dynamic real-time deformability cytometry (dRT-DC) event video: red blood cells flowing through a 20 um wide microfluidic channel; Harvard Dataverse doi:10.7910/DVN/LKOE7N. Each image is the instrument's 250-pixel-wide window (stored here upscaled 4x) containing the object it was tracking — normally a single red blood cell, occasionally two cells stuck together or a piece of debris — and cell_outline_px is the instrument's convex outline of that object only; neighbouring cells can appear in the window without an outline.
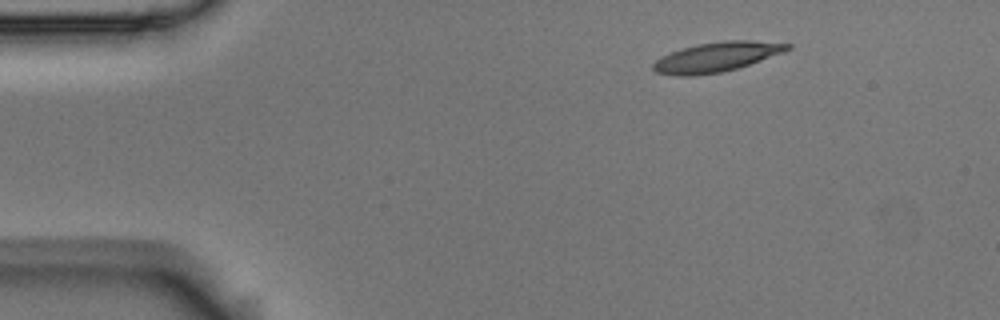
{"species": "Egyptian fruit bat (a non-hibernating species)", "species_latin": "Rousettus aegyptiacus", "temperature_condition": "room temperature", "stored_images_in_passage": 3, "camera_frame_rate_fps": 3000, "um_per_image_px": 0.085, "animal": {"sex": "male"}, "frame": {"image": 1, "passage_image": 1, "time_ms": 0.0, "image_size_px": [1000, 320], "cell_outline_px": [[792, 48], [760, 60], [736, 68], [720, 72], [692, 76], [676, 76], [656, 72], [652, 68], [652, 64], [656, 60], [672, 52], [696, 44], [724, 40], [748, 40], [792, 44]], "centroid_in_image_um": [60.88, 4.84], "position_along_channel_um": 24.1, "area_um2": 22.77}}